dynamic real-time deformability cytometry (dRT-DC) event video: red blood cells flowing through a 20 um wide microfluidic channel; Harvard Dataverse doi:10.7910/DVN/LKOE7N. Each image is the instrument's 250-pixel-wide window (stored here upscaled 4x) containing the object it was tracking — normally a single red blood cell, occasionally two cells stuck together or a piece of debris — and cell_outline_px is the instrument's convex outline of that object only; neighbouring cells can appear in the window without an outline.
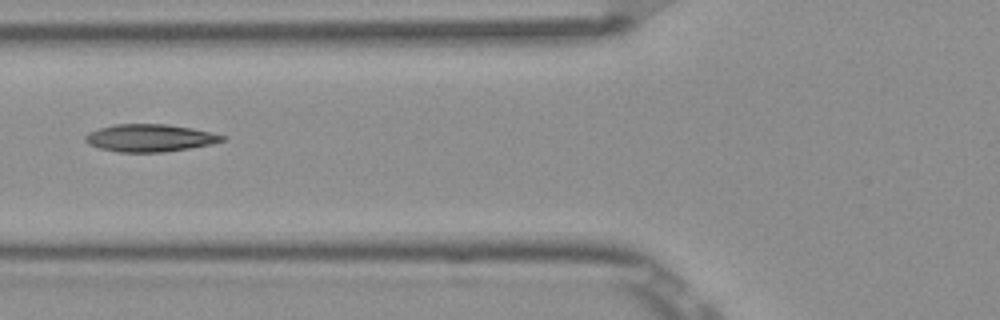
{"species": "Egyptian fruit bat (a non-hibernating species)", "species_latin": "Rousettus aegyptiacus", "temperature_condition": "room temperature", "stored_images_in_passage": 7, "camera_frame_rate_fps": 3000, "um_per_image_px": 0.085, "frame": {"image": 1, "passage_image": 6, "time_ms": 1.667, "image_size_px": [1000, 320], "cell_outline_px": [[228, 136], [224, 140], [212, 144], [188, 148], [160, 152], [120, 152], [100, 148], [88, 144], [84, 140], [84, 136], [88, 132], [112, 124], [168, 124], [192, 128]], "centroid_in_image_um": [12.72, 11.71], "position_along_channel_um": 113.1, "area_um2": 21.91}}
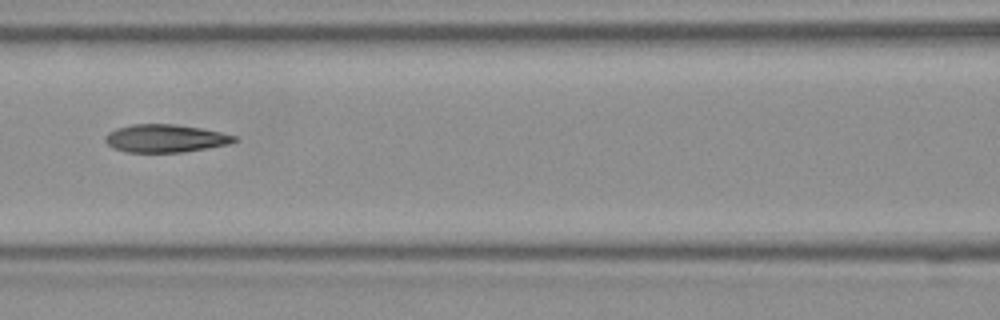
{"frame": {"image": 2, "passage_image": 7, "time_ms": 2.0, "image_size_px": [1000, 320], "cell_outline_px": [[240, 140], [228, 144], [180, 152], [124, 152], [112, 148], [104, 140], [104, 136], [108, 132], [116, 128], [132, 124], [176, 124], [200, 128], [240, 136]], "centroid_in_image_um": [14.04, 11.75], "position_along_channel_um": 152.6, "area_um2": 21.1}}